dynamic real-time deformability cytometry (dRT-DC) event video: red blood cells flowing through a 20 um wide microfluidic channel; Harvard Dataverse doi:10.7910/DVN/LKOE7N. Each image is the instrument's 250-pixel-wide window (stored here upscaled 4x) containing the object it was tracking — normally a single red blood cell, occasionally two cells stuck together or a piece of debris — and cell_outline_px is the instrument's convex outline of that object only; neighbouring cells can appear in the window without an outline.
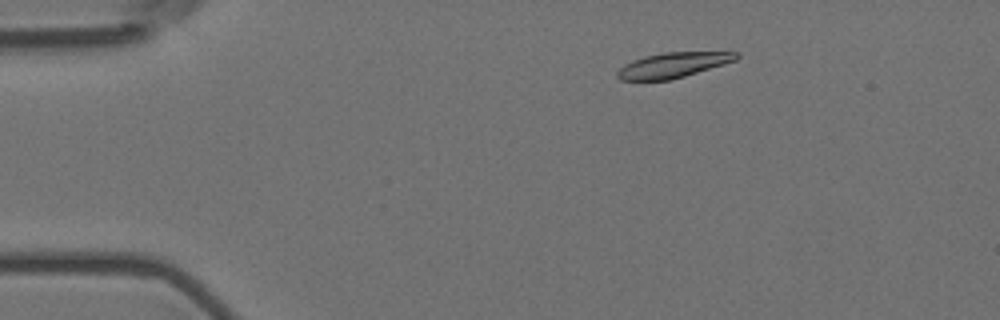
{"species": "Egyptian fruit bat (a non-hibernating species)", "species_latin": "Rousettus aegyptiacus", "temperature_condition": "room temperature", "stored_images_in_passage": 48, "camera_frame_rate_fps": 3000, "um_per_image_px": 0.085, "animal": {"sex": "female"}, "frame": {"image": 1, "passage_image": 1, "time_ms": 0.0, "image_size_px": [1000, 320], "cell_outline_px": [[740, 56], [736, 60], [724, 64], [684, 76], [668, 80], [620, 80], [616, 76], [616, 72], [624, 64], [632, 60], [644, 56], [664, 52], [740, 52]], "centroid_in_image_um": [57.19, 5.52], "position_along_channel_um": 27.8, "area_um2": 17.4}}
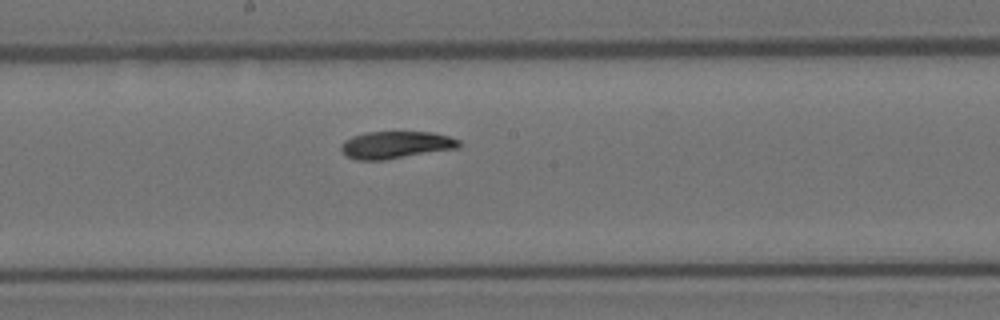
{"frame": {"image": 2, "passage_image": 22, "time_ms": 7.0, "image_size_px": [1000, 320], "cell_outline_px": [[460, 144], [456, 148], [384, 160], [356, 160], [348, 156], [340, 148], [340, 144], [344, 140], [352, 136], [368, 132], [432, 132], [448, 136], [460, 140]], "centroid_in_image_um": [33.61, 12.31], "position_along_channel_um": 214.6, "area_um2": 18.55}}
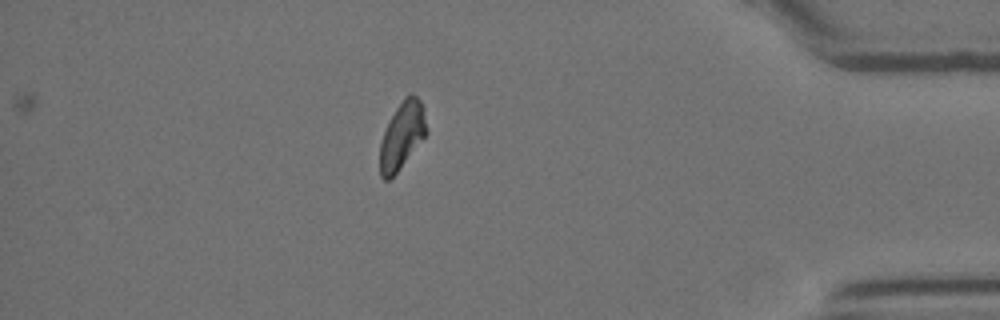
{"frame": {"image": 3, "passage_image": 41, "time_ms": 13.333, "image_size_px": [1000, 320], "cell_outline_px": [[428, 132], [396, 172], [388, 180], [384, 180], [380, 176], [380, 144], [384, 132], [396, 108], [404, 96], [408, 92], [412, 92], [420, 100]], "centroid_in_image_um": [34.16, 11.48], "position_along_channel_um": 401.0, "area_um2": 17.74}, "authors_computed_cell_mechanics": {"area_um2": 18.8139, "velocity_mm_per_s": 3.5615, "shape_relaxation_time_tau1_ms": 4.5492, "shape_relaxation_time_tau2_ms": 3.8116, "deformation_change_tau1": 0.1373, "deformation_change_tau2": 0.0798}}